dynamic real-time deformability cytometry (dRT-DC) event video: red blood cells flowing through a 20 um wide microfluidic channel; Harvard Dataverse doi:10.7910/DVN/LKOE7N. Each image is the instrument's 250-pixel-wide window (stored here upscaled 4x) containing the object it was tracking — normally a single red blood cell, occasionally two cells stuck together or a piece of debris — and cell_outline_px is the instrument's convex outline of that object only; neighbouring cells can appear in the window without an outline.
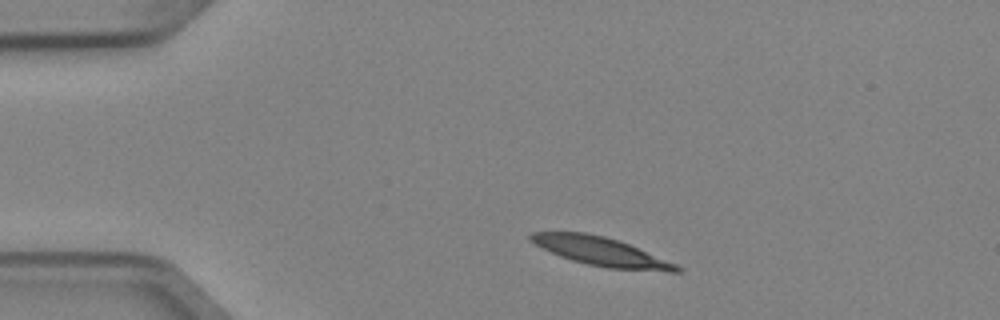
{"species": "Egyptian fruit bat (a non-hibernating species)", "species_latin": "Rousettus aegyptiacus", "temperature_condition": "cold", "stored_images_in_passage": 3, "camera_frame_rate_fps": 3000, "um_per_image_px": 0.085, "animal": {"sex": "female"}, "frame": {"image": 1, "passage_image": 1, "time_ms": 0.0, "image_size_px": [1000, 320], "cell_outline_px": [[684, 268], [680, 272], [668, 272], [608, 268], [588, 264], [572, 260], [560, 256], [528, 240], [528, 236], [532, 232], [584, 232], [604, 236], [628, 244], [676, 264]], "centroid_in_image_um": [51.1, 21.39], "position_along_channel_um": 33.9, "area_um2": 24.04}}
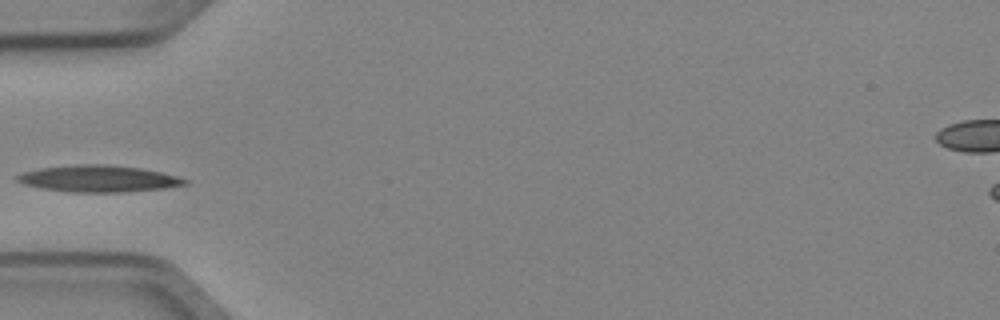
{"frame": {"image": 2, "passage_image": 3, "time_ms": 0.667, "image_size_px": [1000, 320], "cell_outline_px": [[188, 184], [164, 188], [124, 192], [72, 192], [40, 188], [24, 184], [16, 180], [12, 176], [24, 172], [40, 168], [72, 164], [108, 164], [140, 168], [160, 172], [176, 176], [188, 180]], "centroid_in_image_um": [8.33, 15.18], "position_along_channel_um": 76.7, "area_um2": 26.13}}